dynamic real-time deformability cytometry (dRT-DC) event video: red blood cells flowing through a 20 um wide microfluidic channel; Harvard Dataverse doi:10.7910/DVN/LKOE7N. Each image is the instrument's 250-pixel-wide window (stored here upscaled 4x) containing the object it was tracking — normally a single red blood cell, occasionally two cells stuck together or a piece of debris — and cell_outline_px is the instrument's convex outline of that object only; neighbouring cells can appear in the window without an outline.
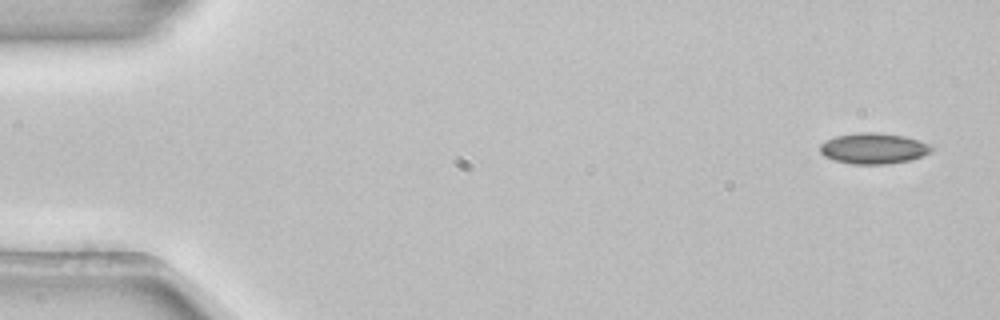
{"species": "common noctule bat (a hibernating species)", "species_latin": "Nyctalus noctula", "temperature_condition": "room temperature", "stored_images_in_passage": 5, "segment_of_instrument_passage": [1, 2], "camera_frame_rate_fps": 3000, "um_per_image_px": 0.085, "animal": {"sex": "female", "body_mass_g": 22.7, "forearm_length_mm": 54.2}, "frame": {"image": 1, "passage_image": 1, "time_ms": 0.0, "image_size_px": [1000, 320], "cell_outline_px": [[932, 152], [908, 160], [888, 164], [852, 164], [836, 160], [824, 156], [820, 152], [820, 144], [836, 136], [856, 132], [876, 132], [904, 136], [920, 140], [928, 144], [932, 148]], "centroid_in_image_um": [74.24, 12.61], "position_along_channel_um": 10.8, "area_um2": 19.88}}
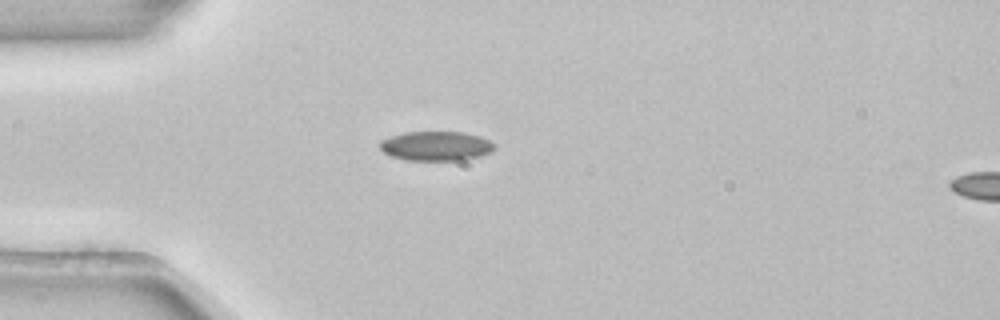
{"frame": {"image": 2, "passage_image": 4, "time_ms": 1.0, "image_size_px": [1000, 320], "cell_outline_px": [[496, 148], [492, 152], [480, 156], [464, 160], [404, 160], [392, 156], [384, 152], [380, 148], [380, 140], [404, 132], [464, 132], [480, 136], [496, 144]], "centroid_in_image_um": [37.1, 12.41], "position_along_channel_um": 47.9, "area_um2": 19.77}}